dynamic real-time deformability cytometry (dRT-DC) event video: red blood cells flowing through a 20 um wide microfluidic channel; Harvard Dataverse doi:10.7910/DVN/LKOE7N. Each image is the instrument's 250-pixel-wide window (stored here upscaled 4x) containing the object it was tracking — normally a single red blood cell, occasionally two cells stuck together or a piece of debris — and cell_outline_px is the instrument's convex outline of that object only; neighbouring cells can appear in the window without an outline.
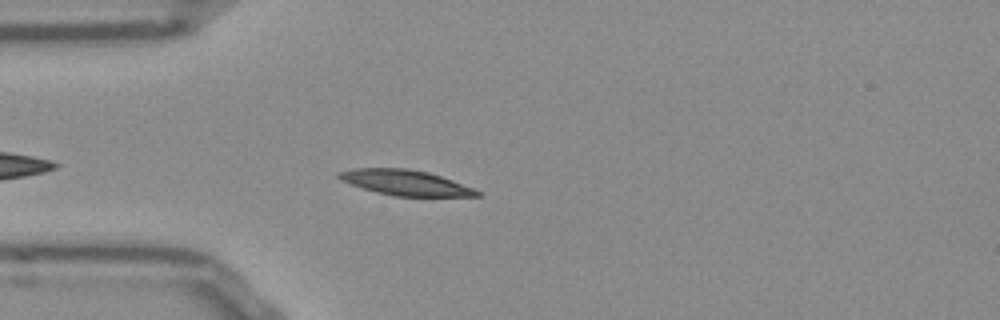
{"species": "Egyptian fruit bat (a non-hibernating species)", "species_latin": "Rousettus aegyptiacus", "temperature_condition": "room temperature", "stored_images_in_passage": 37, "camera_frame_rate_fps": 3000, "um_per_image_px": 0.085, "frame": {"image": 1, "passage_image": 5, "time_ms": 1.333, "image_size_px": [1000, 320], "cell_outline_px": [[480, 196], [396, 196], [376, 192], [352, 184], [336, 176], [336, 172], [352, 168], [408, 168], [428, 172], [452, 180], [472, 188], [480, 192]], "centroid_in_image_um": [34.43, 15.51], "position_along_channel_um": 50.6, "area_um2": 20.11}}
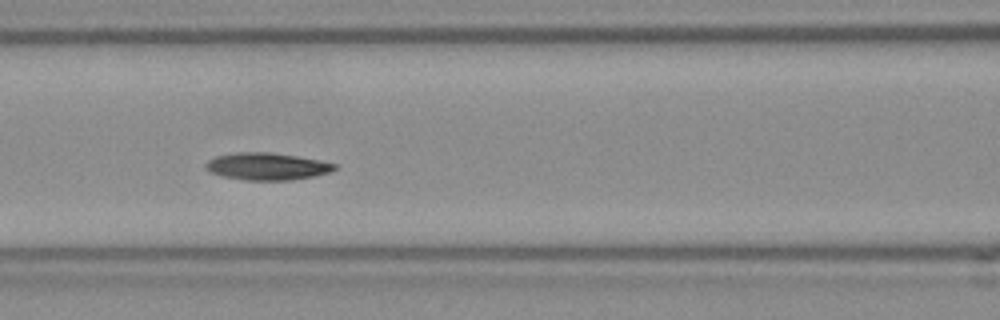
{"frame": {"image": 2, "passage_image": 13, "time_ms": 4.0, "image_size_px": [1000, 320], "cell_outline_px": [[340, 168], [332, 172], [316, 176], [292, 180], [244, 180], [220, 176], [208, 172], [204, 168], [204, 164], [208, 160], [216, 156], [236, 152], [268, 152], [296, 156], [320, 160], [340, 164]], "centroid_in_image_um": [22.73, 14.15], "position_along_channel_um": 143.9, "area_um2": 20.92}}
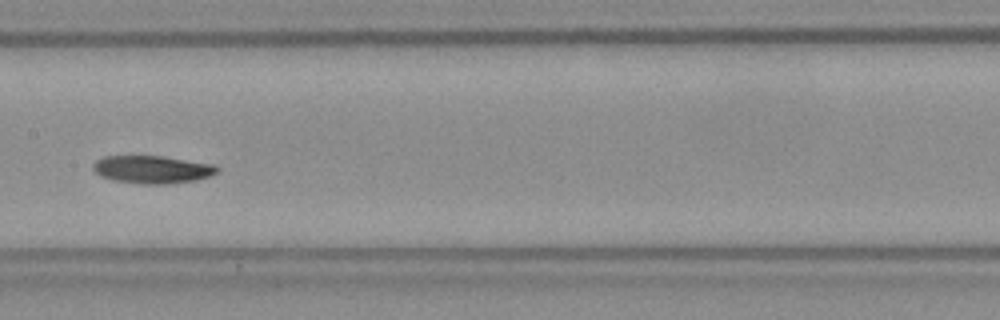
{"frame": {"image": 3, "passage_image": 17, "time_ms": 5.333, "image_size_px": [1000, 320], "cell_outline_px": [[220, 172], [196, 180], [168, 184], [140, 184], [112, 180], [100, 176], [92, 168], [92, 164], [96, 160], [104, 156], [164, 156], [216, 164], [220, 168]], "centroid_in_image_um": [12.97, 14.4], "position_along_channel_um": 194.4, "area_um2": 20.4}}